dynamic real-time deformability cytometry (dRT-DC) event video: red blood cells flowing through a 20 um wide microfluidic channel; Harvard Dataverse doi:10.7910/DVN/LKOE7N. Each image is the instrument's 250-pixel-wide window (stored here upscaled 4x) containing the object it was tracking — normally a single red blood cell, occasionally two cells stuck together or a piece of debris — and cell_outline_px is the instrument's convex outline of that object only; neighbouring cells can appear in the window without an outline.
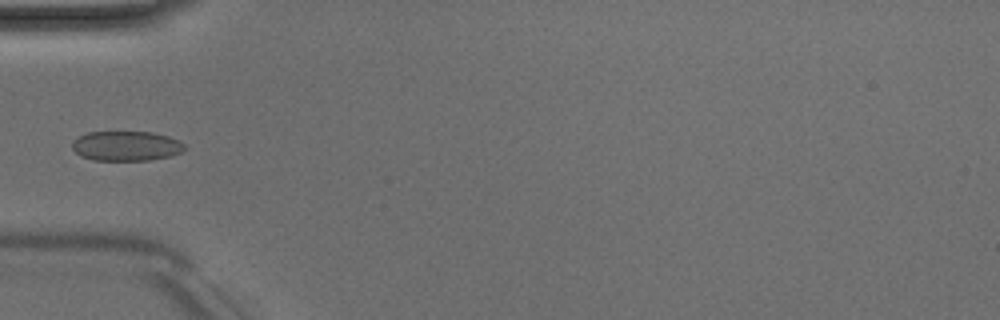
{"species": "Egyptian fruit bat (a non-hibernating species)", "species_latin": "Rousettus aegyptiacus", "temperature_condition": "room temperature", "stored_images_in_passage": 2, "camera_frame_rate_fps": 3000, "um_per_image_px": 0.085, "animal": {"sex": "male"}, "frame": {"image": 1, "passage_image": 2, "time_ms": 1.0, "image_size_px": [1000, 320], "cell_outline_px": [[188, 148], [172, 156], [148, 160], [92, 160], [80, 156], [72, 148], [72, 140], [88, 132], [152, 132], [168, 136], [180, 140]], "centroid_in_image_um": [10.75, 12.41], "position_along_channel_um": 74.3, "area_um2": 19.65}}